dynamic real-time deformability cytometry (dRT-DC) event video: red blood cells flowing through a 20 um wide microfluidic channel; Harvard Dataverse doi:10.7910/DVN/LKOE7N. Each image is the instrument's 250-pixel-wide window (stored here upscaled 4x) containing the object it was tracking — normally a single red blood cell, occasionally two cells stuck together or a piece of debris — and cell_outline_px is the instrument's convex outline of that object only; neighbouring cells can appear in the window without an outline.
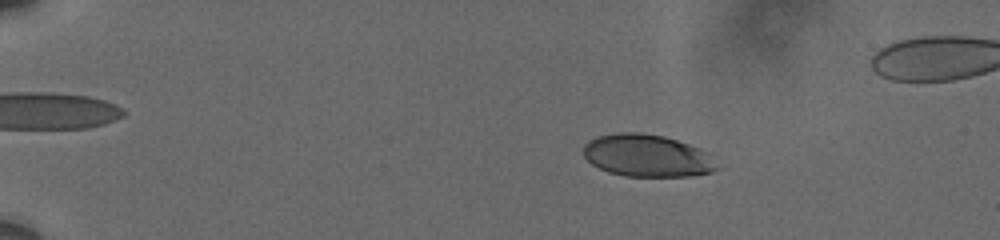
{"species": "human", "species_latin": "Homo sapiens", "temperature_condition": "cold", "stored_images_in_passage": 61, "camera_frame_rate_fps": 3000, "um_per_image_px": 0.085, "donor": {"sex": "male"}, "frame": {"image": 1, "passage_image": 13, "time_ms": 4.0, "image_size_px": [1000, 240], "cell_outline_px": [[720, 168], [712, 172], [688, 176], [624, 176], [608, 172], [592, 164], [584, 156], [584, 144], [588, 140], [596, 136], [620, 132], [640, 132], [664, 136], [700, 148], [708, 152]], "centroid_in_image_um": [55.01, 13.23], "position_along_channel_um": 30.0, "area_um2": 33.06}}
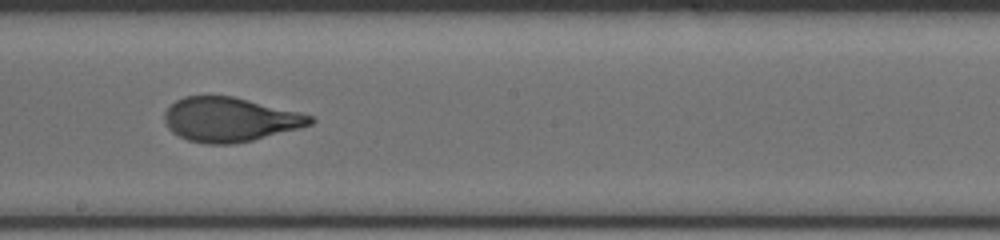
{"frame": {"image": 2, "passage_image": 38, "time_ms": 12.333, "image_size_px": [1000, 240], "cell_outline_px": [[316, 120], [312, 124], [300, 128], [252, 140], [232, 144], [208, 144], [188, 140], [172, 132], [168, 128], [164, 120], [164, 112], [176, 100], [184, 96], [232, 96], [312, 116]], "centroid_in_image_um": [19.5, 10.17], "position_along_channel_um": 228.7, "area_um2": 37.17}}
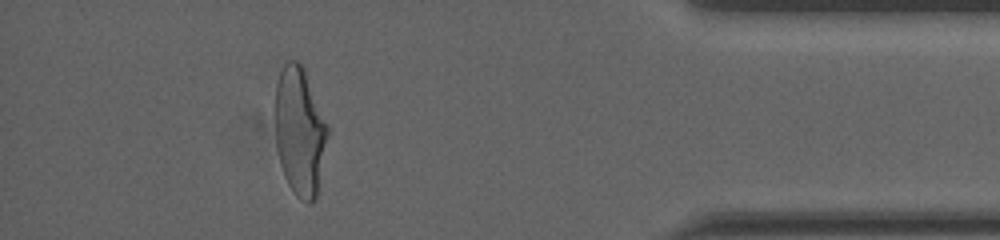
{"frame": {"image": 3, "passage_image": 56, "time_ms": 18.333, "image_size_px": [1000, 240], "cell_outline_px": [[328, 132], [316, 200], [312, 204], [308, 204], [296, 196], [288, 184], [284, 176], [280, 164], [276, 144], [276, 84], [280, 72], [284, 64], [288, 60], [296, 60], [304, 68], [328, 128]], "centroid_in_image_um": [25.47, 11.2], "position_along_channel_um": 409.7, "area_um2": 38.84}, "authors_computed_cell_mechanics": {"area_um2": 37.3388, "velocity_mm_per_s": 3.601, "shape_relaxation_time_tau1_ms": 4.9743, "shape_relaxation_time_tau2_ms": null, "deformation_change_tau1": 0.1822, "deformation_change_tau2": null}}